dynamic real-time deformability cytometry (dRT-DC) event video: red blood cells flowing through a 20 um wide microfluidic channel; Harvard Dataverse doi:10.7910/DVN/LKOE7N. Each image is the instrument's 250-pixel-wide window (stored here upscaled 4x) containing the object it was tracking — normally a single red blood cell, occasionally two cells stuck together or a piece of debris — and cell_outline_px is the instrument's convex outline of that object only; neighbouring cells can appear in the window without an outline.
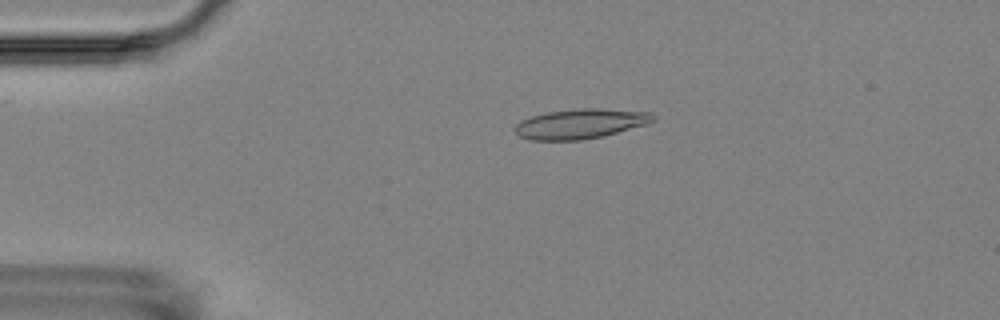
{"species": "Egyptian fruit bat (a non-hibernating species)", "species_latin": "Rousettus aegyptiacus", "temperature_condition": "room temperature", "stored_images_in_passage": 4, "camera_frame_rate_fps": 3000, "um_per_image_px": 0.085, "animal": {"sex": "female"}, "frame": {"image": 1, "passage_image": 3, "time_ms": 3.333, "image_size_px": [1000, 320], "cell_outline_px": [[656, 120], [648, 124], [604, 136], [580, 140], [532, 140], [520, 136], [516, 132], [516, 124], [532, 116], [548, 112], [580, 108], [600, 108], [648, 112], [656, 116]], "centroid_in_image_um": [49.41, 10.52], "position_along_channel_um": 35.6, "area_um2": 23.87}}